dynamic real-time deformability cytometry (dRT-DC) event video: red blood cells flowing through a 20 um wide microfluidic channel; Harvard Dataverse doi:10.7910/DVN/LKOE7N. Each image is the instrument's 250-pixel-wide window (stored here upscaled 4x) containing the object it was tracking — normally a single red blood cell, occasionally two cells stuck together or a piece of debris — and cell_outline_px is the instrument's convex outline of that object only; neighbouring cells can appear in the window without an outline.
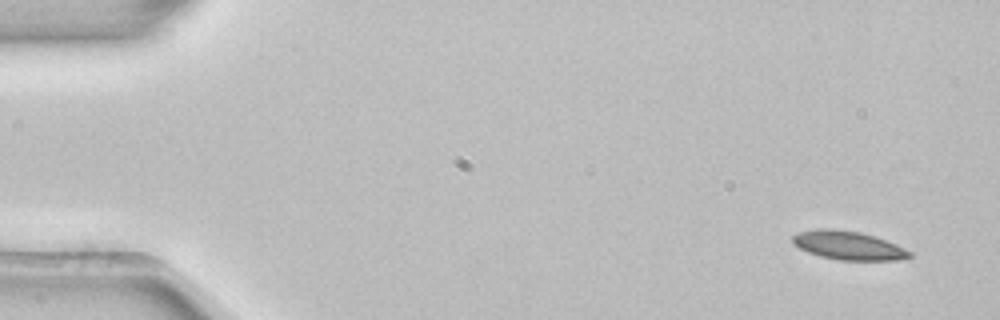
{"species": "common noctule bat (a hibernating species)", "species_latin": "Nyctalus noctula", "temperature_condition": "room temperature", "stored_images_in_passage": 4, "camera_frame_rate_fps": 3000, "um_per_image_px": 0.085, "animal": {"sex": "female", "body_mass_g": 22.7, "forearm_length_mm": 54.2}, "frame": {"image": 1, "passage_image": 1, "time_ms": 0.0, "image_size_px": [1000, 320], "cell_outline_px": [[912, 256], [896, 260], [840, 260], [820, 256], [808, 252], [792, 244], [792, 236], [800, 232], [816, 228], [832, 228], [860, 232], [896, 244], [912, 252]], "centroid_in_image_um": [72.07, 20.86], "position_along_channel_um": 12.9, "area_um2": 19.42}}
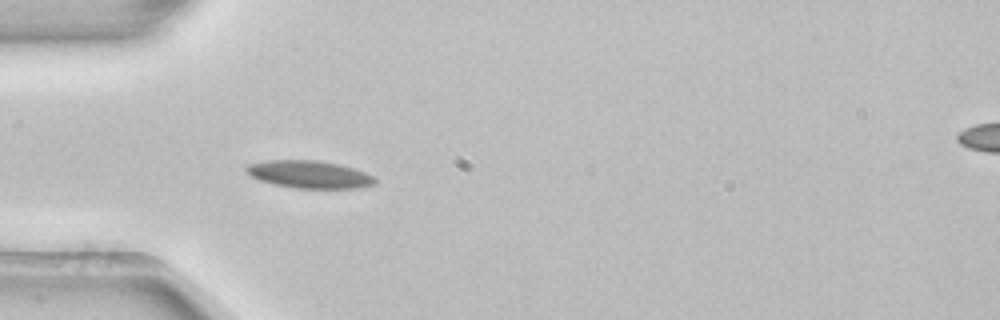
{"frame": {"image": 2, "passage_image": 4, "time_ms": 1.0, "image_size_px": [1000, 320], "cell_outline_px": [[376, 184], [356, 188], [296, 188], [276, 184], [260, 180], [252, 176], [244, 168], [248, 164], [268, 160], [320, 160], [340, 164], [364, 172], [372, 176], [376, 180]], "centroid_in_image_um": [26.3, 14.81], "position_along_channel_um": 58.7, "area_um2": 20.46}}